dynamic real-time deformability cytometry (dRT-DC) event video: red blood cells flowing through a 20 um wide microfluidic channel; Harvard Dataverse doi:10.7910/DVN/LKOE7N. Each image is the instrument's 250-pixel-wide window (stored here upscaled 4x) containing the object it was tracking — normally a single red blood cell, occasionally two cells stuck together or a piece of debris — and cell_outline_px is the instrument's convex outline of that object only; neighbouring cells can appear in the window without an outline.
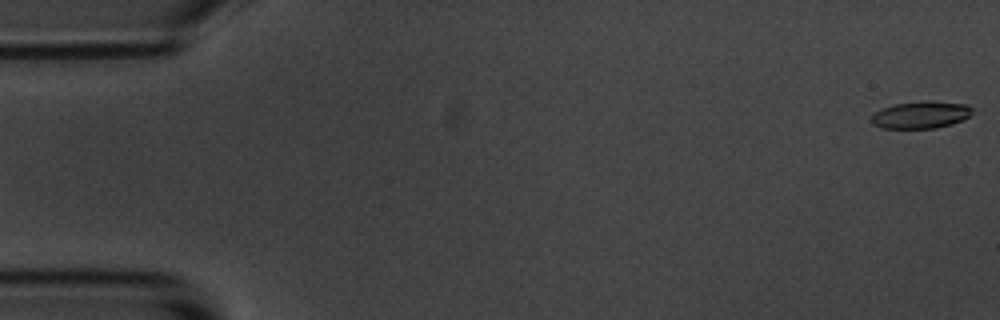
{"species": "common noctule bat (a hibernating species)", "species_latin": "Nyctalus noctula", "temperature_condition": "room temperature", "stored_images_in_passage": 5, "camera_frame_rate_fps": 3000, "um_per_image_px": 0.085, "animal": {"sex": "male", "body_mass_g": 20.1, "forearm_length_mm": 53.5}, "frame": {"image": 1, "passage_image": 1, "time_ms": 0.0, "image_size_px": [1000, 320], "cell_outline_px": [[972, 112], [968, 116], [952, 124], [936, 128], [884, 128], [872, 124], [872, 116], [880, 108], [896, 104], [924, 100], [928, 100], [968, 104], [972, 108]], "centroid_in_image_um": [78.28, 9.75], "position_along_channel_um": 6.7, "area_um2": 15.95}}
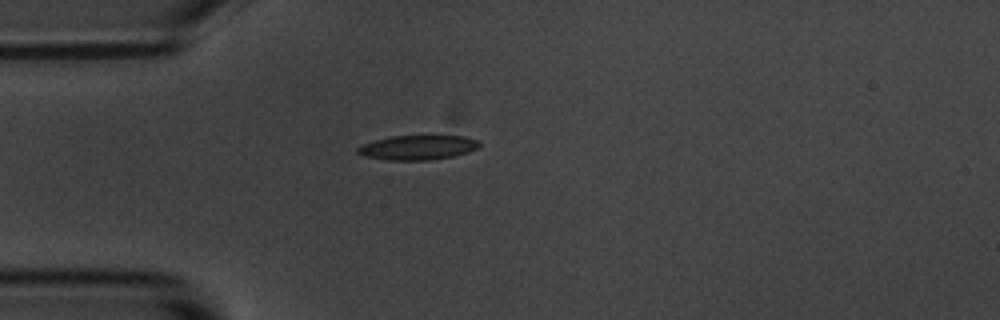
{"frame": {"image": 2, "passage_image": 5, "time_ms": 4.667, "image_size_px": [1000, 320], "cell_outline_px": [[480, 144], [476, 148], [468, 152], [452, 156], [432, 160], [388, 160], [368, 156], [356, 152], [356, 148], [364, 144], [376, 140], [392, 136], [464, 136], [476, 140]], "centroid_in_image_um": [35.51, 12.54], "position_along_channel_um": 49.5, "area_um2": 17.05}}